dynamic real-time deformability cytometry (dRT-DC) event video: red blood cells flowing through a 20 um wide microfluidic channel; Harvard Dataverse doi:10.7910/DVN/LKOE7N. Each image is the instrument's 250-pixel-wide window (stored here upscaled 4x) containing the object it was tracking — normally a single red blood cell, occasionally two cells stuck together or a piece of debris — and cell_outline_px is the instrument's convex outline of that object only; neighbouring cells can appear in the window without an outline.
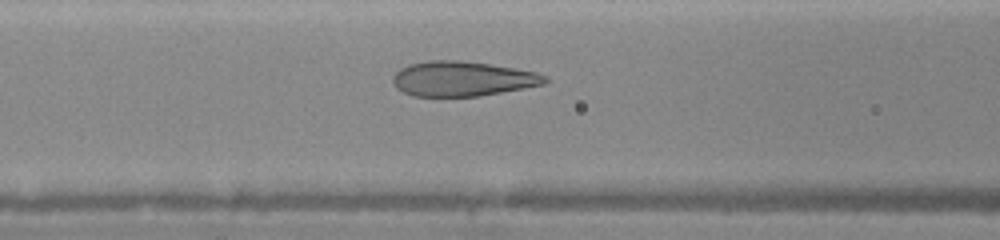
{"species": "human", "species_latin": "Homo sapiens", "temperature_condition": "warm", "stored_images_in_passage": 47, "camera_frame_rate_fps": 3000, "um_per_image_px": 0.085, "donor": {"sex": "female"}, "frame": {"image": 1, "passage_image": 13, "time_ms": 5.333, "image_size_px": [1000, 240], "cell_outline_px": [[548, 80], [544, 84], [524, 88], [480, 96], [412, 96], [396, 88], [392, 84], [392, 76], [400, 68], [408, 64], [428, 60], [460, 60], [492, 64], [516, 68], [536, 72], [548, 76]], "centroid_in_image_um": [39.29, 6.68], "position_along_channel_um": 127.3, "area_um2": 31.21}}
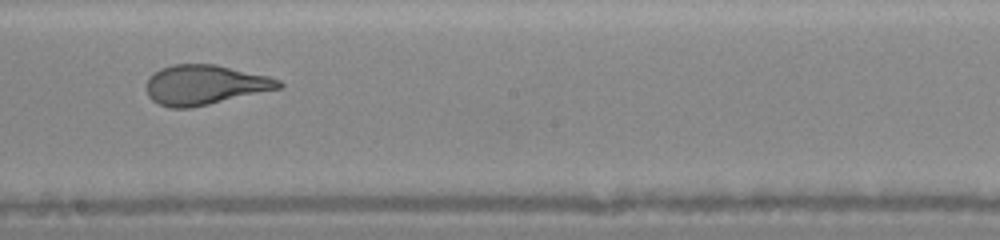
{"frame": {"image": 2, "passage_image": 25, "time_ms": 7.667, "image_size_px": [1000, 240], "cell_outline_px": [[284, 84], [280, 88], [192, 108], [172, 108], [160, 104], [152, 100], [148, 96], [148, 76], [160, 68], [172, 64], [216, 64], [268, 76], [280, 80]], "centroid_in_image_um": [17.4, 7.2], "position_along_channel_um": 230.8, "area_um2": 30.58}}
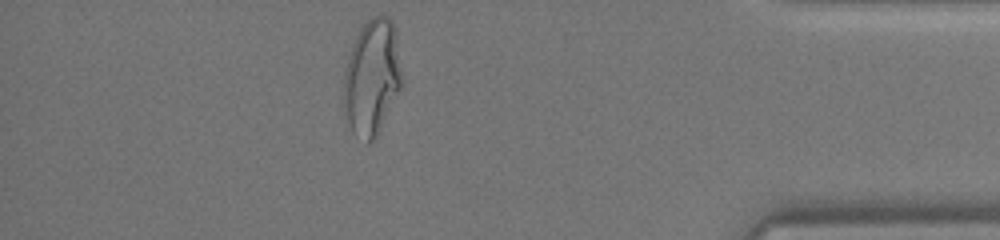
{"frame": {"image": 3, "passage_image": 44, "time_ms": 12.333, "image_size_px": [1000, 240], "cell_outline_px": [[404, 84], [376, 136], [368, 144], [352, 132], [348, 120], [344, 96], [344, 68], [352, 44], [360, 28], [372, 16], [388, 16], [392, 20], [396, 32], [404, 76]], "centroid_in_image_um": [31.66, 6.53], "position_along_channel_um": 403.5, "area_um2": 39.59}}